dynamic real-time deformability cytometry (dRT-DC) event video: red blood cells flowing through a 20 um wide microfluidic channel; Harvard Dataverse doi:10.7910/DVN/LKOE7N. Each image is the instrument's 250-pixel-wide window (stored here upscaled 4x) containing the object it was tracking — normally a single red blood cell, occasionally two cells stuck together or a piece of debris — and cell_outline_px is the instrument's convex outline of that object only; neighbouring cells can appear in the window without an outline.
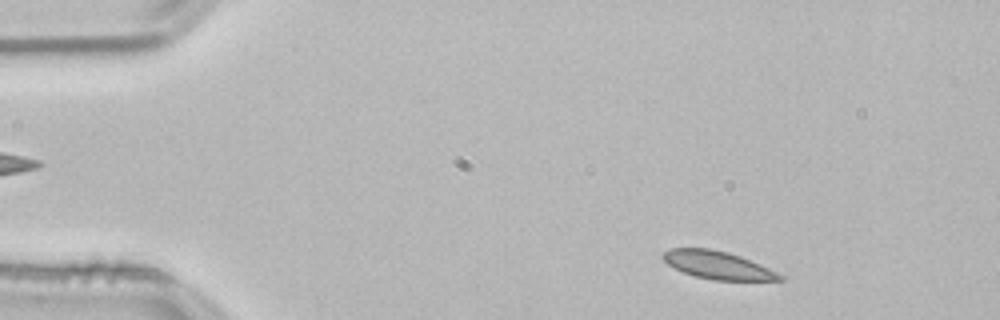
{"species": "common noctule bat (a hibernating species)", "species_latin": "Nyctalus noctula", "temperature_condition": "room temperature", "stored_images_in_passage": 11, "camera_frame_rate_fps": 3000, "um_per_image_px": 0.085, "animal": {"sex": "male", "body_mass_g": 21.5, "forearm_length_mm": 52.0}, "frame": {"image": 1, "passage_image": 4, "time_ms": 1.0, "image_size_px": [1000, 320], "cell_outline_px": [[784, 280], [712, 280], [696, 276], [684, 272], [668, 264], [660, 256], [664, 252], [672, 248], [712, 248], [728, 252], [740, 256], [768, 268], [784, 276]], "centroid_in_image_um": [60.99, 22.52], "position_along_channel_um": 24.0, "area_um2": 18.73}}